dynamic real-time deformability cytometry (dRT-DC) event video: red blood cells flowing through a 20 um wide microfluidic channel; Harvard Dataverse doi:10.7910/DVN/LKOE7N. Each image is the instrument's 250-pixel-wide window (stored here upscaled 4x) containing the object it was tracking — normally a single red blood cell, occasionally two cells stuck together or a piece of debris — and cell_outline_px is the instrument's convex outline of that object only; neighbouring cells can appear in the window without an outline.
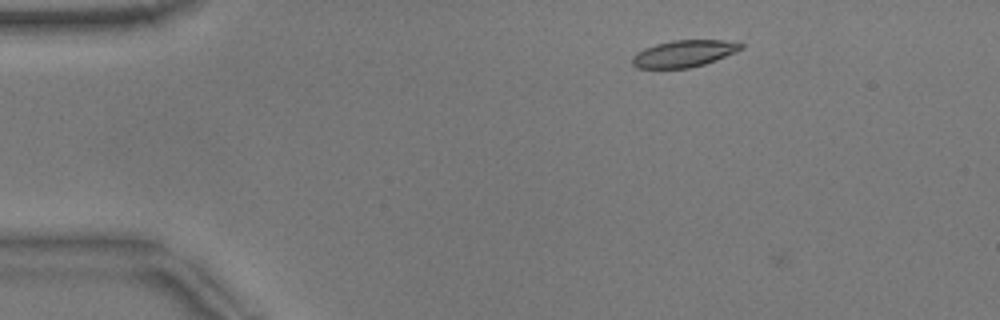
{"species": "common noctule bat (a hibernating species)", "species_latin": "Nyctalus noctula", "temperature_condition": "warm", "stored_images_in_passage": 8, "camera_frame_rate_fps": 3000, "um_per_image_px": 0.085, "animal": {"sex": "male", "body_mass_g": 17.9}, "frame": {"image": 1, "passage_image": 7, "time_ms": 2.0, "image_size_px": [1000, 320], "cell_outline_px": [[744, 48], [736, 52], [716, 60], [704, 64], [688, 68], [636, 68], [632, 64], [632, 56], [636, 52], [644, 48], [656, 44], [672, 40], [724, 40], [744, 44]], "centroid_in_image_um": [58.12, 4.55], "position_along_channel_um": 26.9, "area_um2": 17.05}}